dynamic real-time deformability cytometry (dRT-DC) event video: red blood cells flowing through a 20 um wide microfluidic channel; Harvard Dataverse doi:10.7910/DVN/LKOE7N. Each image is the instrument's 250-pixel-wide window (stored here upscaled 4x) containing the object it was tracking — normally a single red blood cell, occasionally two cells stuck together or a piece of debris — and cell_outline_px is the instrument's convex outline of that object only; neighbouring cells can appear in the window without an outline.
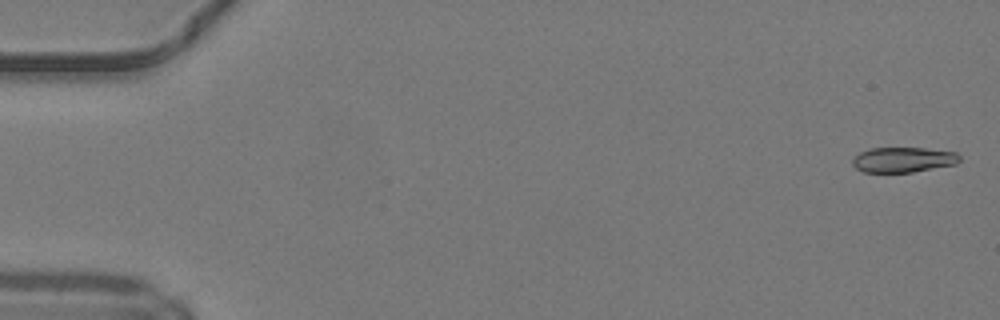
{"species": "common noctule bat (a hibernating species)", "species_latin": "Nyctalus noctula", "temperature_condition": "warm", "stored_images_in_passage": 50, "camera_frame_rate_fps": 3000, "um_per_image_px": 0.085, "animal": {"sex": "male", "body_mass_g": 19.2, "forearm_length_mm": 51.8}, "frame": {"image": 1, "passage_image": 2, "time_ms": 0.333, "image_size_px": [1000, 320], "cell_outline_px": [[960, 160], [956, 164], [912, 172], [864, 172], [856, 168], [852, 164], [852, 160], [860, 152], [872, 148], [924, 148], [956, 152], [960, 156]], "centroid_in_image_um": [76.78, 13.57], "position_along_channel_um": 8.2, "area_um2": 15.61}}
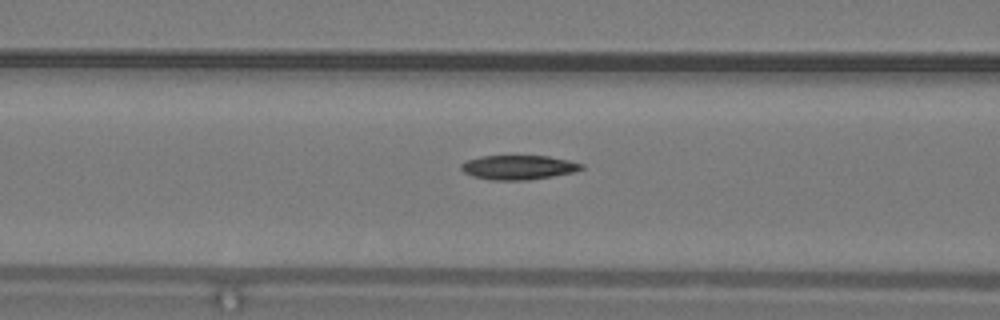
{"frame": {"image": 2, "passage_image": 21, "time_ms": 6.667, "image_size_px": [1000, 320], "cell_outline_px": [[584, 168], [576, 172], [528, 180], [492, 180], [472, 176], [464, 172], [460, 168], [460, 164], [464, 160], [480, 156], [548, 156], [568, 160], [584, 164]], "centroid_in_image_um": [44.05, 14.22], "position_along_channel_um": 122.5, "area_um2": 17.22}}
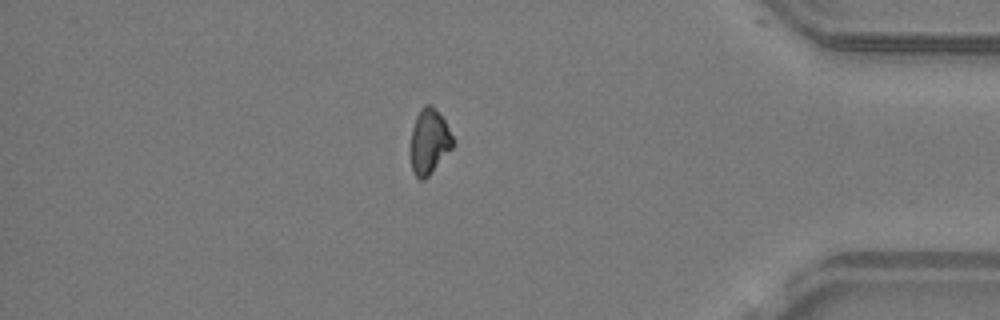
{"frame": {"image": 3, "passage_image": 43, "time_ms": 14.0, "image_size_px": [1000, 320], "cell_outline_px": [[456, 140], [452, 148], [428, 176], [424, 180], [420, 180], [416, 176], [412, 168], [412, 128], [416, 116], [420, 108], [424, 104], [432, 104], [444, 120]], "centroid_in_image_um": [36.51, 11.99], "position_along_channel_um": 398.7, "area_um2": 15.9}, "authors_computed_cell_mechanics": {"area_um2": 17.051, "velocity_mm_per_s": 4.2537, "shape_relaxation_time_tau1_ms": 10.2738, "shape_relaxation_time_tau2_ms": null, "deformation_change_tau1": 0.1879, "deformation_change_tau2": null}}